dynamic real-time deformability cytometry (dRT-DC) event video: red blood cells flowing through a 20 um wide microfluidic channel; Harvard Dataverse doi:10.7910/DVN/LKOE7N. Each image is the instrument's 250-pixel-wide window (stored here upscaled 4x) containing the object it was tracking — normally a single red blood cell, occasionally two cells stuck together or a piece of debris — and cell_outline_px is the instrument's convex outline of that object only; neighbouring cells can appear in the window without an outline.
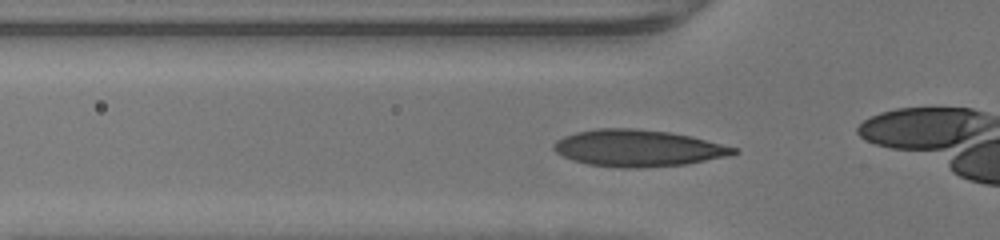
{"species": "human", "species_latin": "Homo sapiens", "temperature_condition": "warm", "stored_images_in_passage": 34, "camera_frame_rate_fps": 3000, "um_per_image_px": 0.085, "donor": {"sex": "male"}, "frame": {"image": 1, "passage_image": 13, "time_ms": 4.0, "image_size_px": [1000, 240], "cell_outline_px": [[740, 152], [732, 156], [688, 164], [640, 168], [620, 168], [588, 164], [572, 160], [556, 152], [552, 148], [552, 144], [556, 140], [564, 136], [576, 132], [596, 128], [636, 128], [668, 132], [692, 136], [740, 148]], "centroid_in_image_um": [54.29, 12.59], "position_along_channel_um": 71.5, "area_um2": 39.07}}
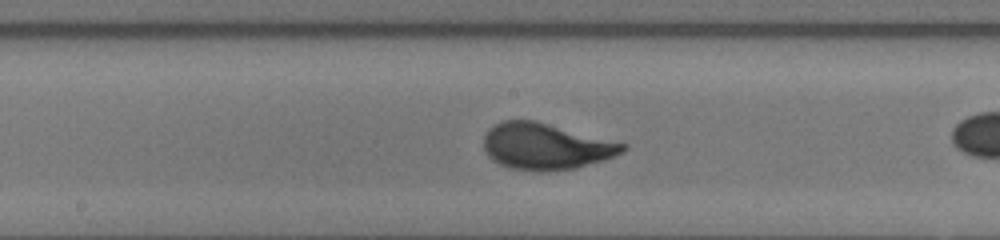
{"frame": {"image": 2, "passage_image": 22, "time_ms": 7.0, "image_size_px": [1000, 240], "cell_outline_px": [[628, 148], [624, 152], [604, 160], [576, 168], [548, 172], [540, 172], [508, 168], [492, 160], [488, 156], [484, 148], [484, 136], [488, 128], [504, 120], [536, 120], [628, 144]], "centroid_in_image_um": [46.4, 12.45], "position_along_channel_um": 201.8, "area_um2": 37.97}}
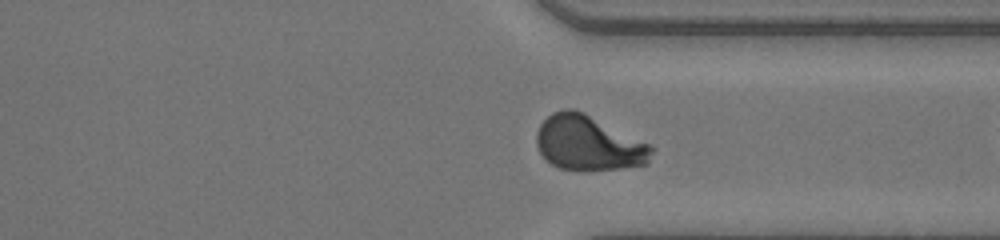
{"frame": {"image": 3, "passage_image": 33, "time_ms": 10.667, "image_size_px": [1000, 240], "cell_outline_px": [[656, 148], [648, 164], [620, 168], [580, 172], [560, 168], [552, 164], [540, 152], [536, 144], [536, 132], [540, 124], [552, 112], [564, 108], [572, 108], [584, 112]], "centroid_in_image_um": [50.01, 12.18], "position_along_channel_um": 361.4, "area_um2": 36.99}}